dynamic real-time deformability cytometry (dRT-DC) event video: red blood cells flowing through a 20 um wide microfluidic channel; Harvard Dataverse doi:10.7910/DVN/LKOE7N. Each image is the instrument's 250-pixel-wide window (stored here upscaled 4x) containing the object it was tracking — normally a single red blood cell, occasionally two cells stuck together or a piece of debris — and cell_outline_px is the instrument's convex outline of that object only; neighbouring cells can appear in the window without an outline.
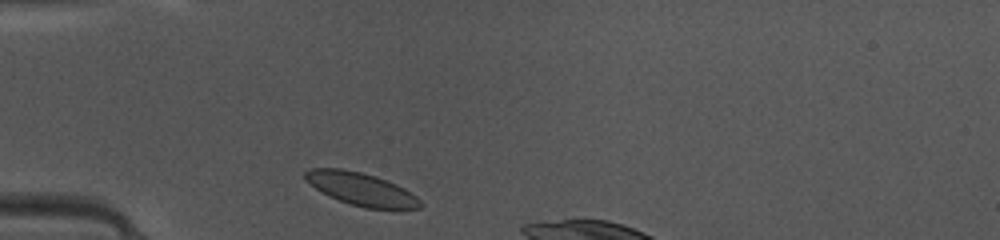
{"species": "common noctule bat (a hibernating species)", "species_latin": "Nyctalus noctula", "temperature_condition": "warm", "stored_images_in_passage": 5, "camera_frame_rate_fps": 3000, "um_per_image_px": 0.085, "animal": {"sex": "female", "body_mass_g": 10.0, "forearm_length_mm": 53.1}, "frame": {"image": 1, "passage_image": 1, "time_ms": 0.0, "image_size_px": [1000, 240], "cell_outline_px": [[424, 204], [420, 208], [364, 208], [328, 196], [316, 188], [304, 176], [304, 172], [312, 168], [340, 168], [360, 172], [396, 184], [404, 188], [416, 196]], "centroid_in_image_um": [30.71, 16.07], "position_along_channel_um": 54.3, "area_um2": 21.44}}
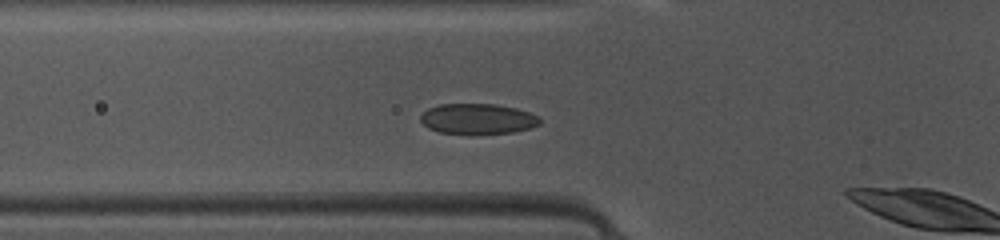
{"frame": {"image": 2, "passage_image": 4, "time_ms": 1.0, "image_size_px": [1000, 240], "cell_outline_px": [[540, 124], [528, 128], [512, 132], [440, 132], [428, 128], [420, 120], [420, 116], [428, 108], [440, 104], [496, 104], [516, 108], [528, 112], [536, 116], [540, 120]], "centroid_in_image_um": [40.58, 10.07], "position_along_channel_um": 85.2, "area_um2": 20.46}}